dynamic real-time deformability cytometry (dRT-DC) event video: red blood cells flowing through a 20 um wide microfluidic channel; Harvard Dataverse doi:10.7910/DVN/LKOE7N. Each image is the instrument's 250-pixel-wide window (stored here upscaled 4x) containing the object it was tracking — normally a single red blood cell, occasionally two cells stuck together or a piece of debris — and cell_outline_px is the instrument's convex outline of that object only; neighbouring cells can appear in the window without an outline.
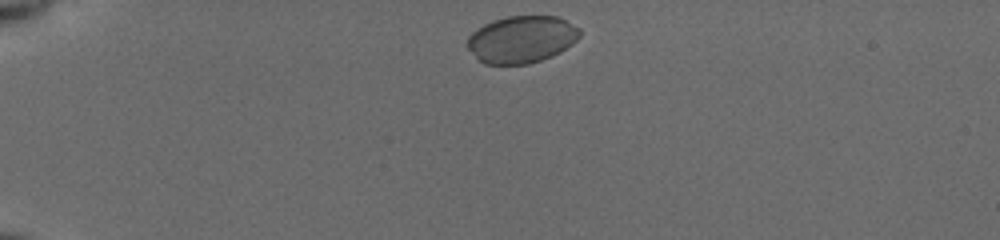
{"species": "common noctule bat (a hibernating species)", "species_latin": "Nyctalus noctula", "temperature_condition": "cold", "stored_images_in_passage": 41, "camera_frame_rate_fps": 3000, "um_per_image_px": 0.085, "animal": {"sex": "female", "body_mass_g": 19.5, "forearm_length_mm": 54.1}, "frame": {"image": 1, "passage_image": 1, "time_ms": 0.0, "image_size_px": [1000, 240], "cell_outline_px": [[580, 36], [572, 44], [560, 52], [552, 56], [528, 64], [484, 64], [476, 60], [468, 48], [468, 36], [472, 32], [484, 24], [492, 20], [508, 16], [560, 16], [580, 28]], "centroid_in_image_um": [44.33, 3.34], "position_along_channel_um": 40.7, "area_um2": 31.1}}
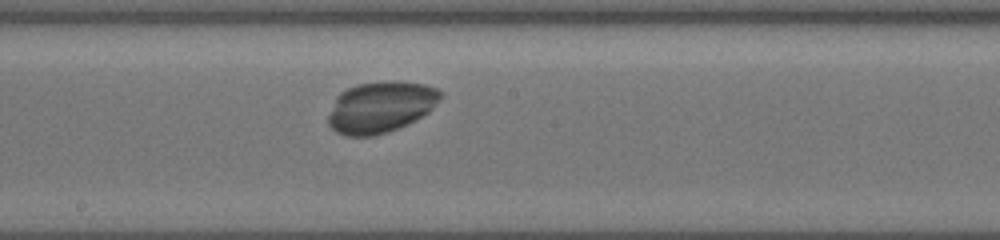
{"frame": {"image": 2, "passage_image": 19, "time_ms": 6.0, "image_size_px": [1000, 240], "cell_outline_px": [[444, 92], [440, 100], [428, 112], [388, 132], [372, 136], [348, 136], [336, 132], [328, 124], [328, 116], [336, 96], [340, 92], [356, 84], [400, 80], [424, 84], [440, 88]], "centroid_in_image_um": [32.36, 9.07], "position_along_channel_um": 215.8, "area_um2": 33.47}}
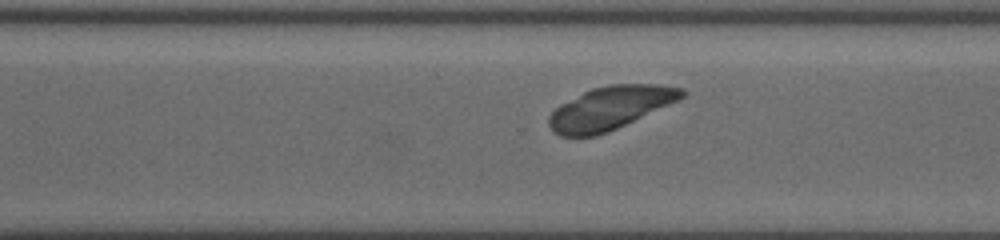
{"frame": {"image": 3, "passage_image": 27, "time_ms": 8.667, "image_size_px": [1000, 240], "cell_outline_px": [[688, 92], [680, 100], [616, 128], [596, 136], [560, 136], [552, 132], [548, 124], [548, 116], [560, 104], [592, 88], [612, 84], [656, 84], [684, 88]], "centroid_in_image_um": [51.88, 9.17], "position_along_channel_um": 318.7, "area_um2": 33.29}}